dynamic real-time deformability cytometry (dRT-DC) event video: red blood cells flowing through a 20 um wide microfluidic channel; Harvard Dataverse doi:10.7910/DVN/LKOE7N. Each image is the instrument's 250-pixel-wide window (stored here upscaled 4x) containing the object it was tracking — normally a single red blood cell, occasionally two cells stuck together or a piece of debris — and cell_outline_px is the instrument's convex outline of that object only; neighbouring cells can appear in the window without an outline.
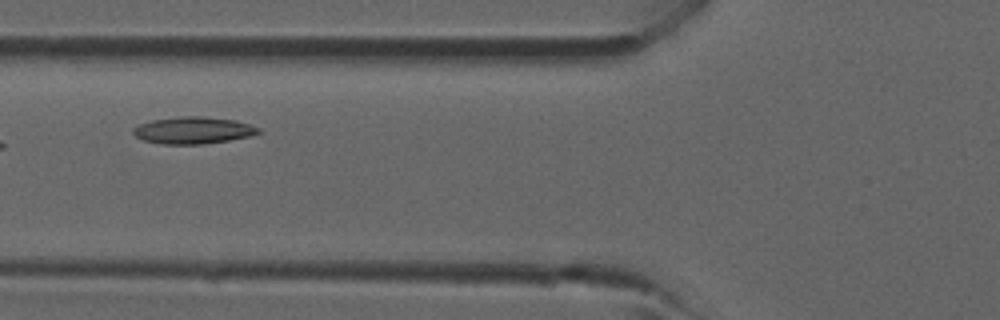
{"species": "common noctule bat (a hibernating species)", "species_latin": "Nyctalus noctula", "temperature_condition": "room temperature", "stored_images_in_passage": 4, "camera_frame_rate_fps": 3000, "um_per_image_px": 0.085, "animal": {"sex": "male", "forearm_length_mm": 52.5}, "frame": {"image": 1, "passage_image": 4, "time_ms": 3.333, "image_size_px": [1000, 320], "cell_outline_px": [[260, 132], [248, 136], [228, 140], [204, 144], [160, 144], [144, 140], [136, 136], [132, 132], [132, 128], [140, 124], [152, 120], [180, 116], [200, 116], [236, 120], [260, 128]], "centroid_in_image_um": [16.39, 11.07], "position_along_channel_um": 109.4, "area_um2": 19.54}}